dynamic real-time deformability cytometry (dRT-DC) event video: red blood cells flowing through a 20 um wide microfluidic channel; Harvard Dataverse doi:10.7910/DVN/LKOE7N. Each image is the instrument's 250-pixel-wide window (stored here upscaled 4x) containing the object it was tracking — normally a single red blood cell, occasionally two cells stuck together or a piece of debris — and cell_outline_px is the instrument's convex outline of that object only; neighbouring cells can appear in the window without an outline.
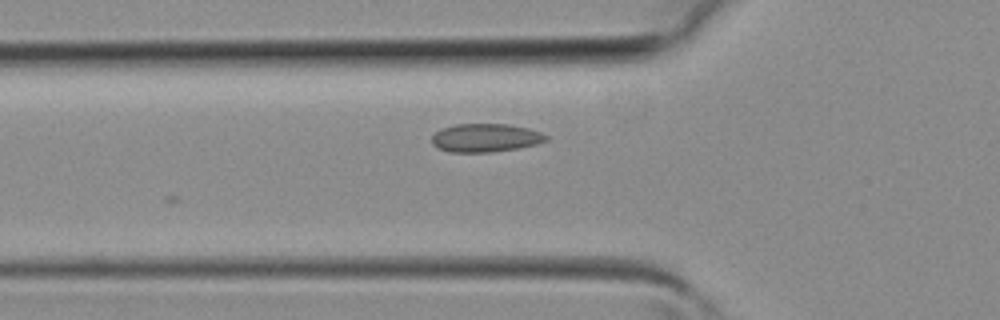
{"species": "common noctule bat (a hibernating species)", "species_latin": "Nyctalus noctula", "temperature_condition": "room temperature", "stored_images_in_passage": 6, "camera_frame_rate_fps": 3000, "um_per_image_px": 0.085, "animal": {"sex": "female", "body_mass_g": 19.3, "forearm_length_mm": 54.1}, "frame": {"image": 1, "passage_image": 2, "time_ms": 0.333, "image_size_px": [1000, 320], "cell_outline_px": [[548, 140], [536, 144], [520, 148], [492, 152], [448, 152], [432, 144], [432, 136], [440, 128], [456, 124], [508, 124], [528, 128], [540, 132], [548, 136]], "centroid_in_image_um": [41.27, 11.71], "position_along_channel_um": 84.5, "area_um2": 18.96}}
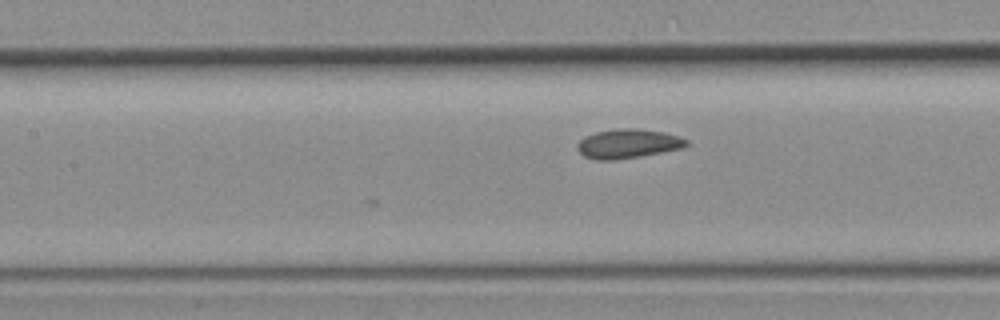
{"frame": {"image": 2, "passage_image": 6, "time_ms": 1.667, "image_size_px": [1000, 320], "cell_outline_px": [[688, 144], [684, 148], [640, 156], [616, 160], [596, 160], [584, 156], [576, 148], [576, 144], [580, 140], [596, 132], [616, 128], [636, 128], [664, 132], [680, 136], [688, 140]], "centroid_in_image_um": [53.4, 12.21], "position_along_channel_um": 154.0, "area_um2": 18.67}}